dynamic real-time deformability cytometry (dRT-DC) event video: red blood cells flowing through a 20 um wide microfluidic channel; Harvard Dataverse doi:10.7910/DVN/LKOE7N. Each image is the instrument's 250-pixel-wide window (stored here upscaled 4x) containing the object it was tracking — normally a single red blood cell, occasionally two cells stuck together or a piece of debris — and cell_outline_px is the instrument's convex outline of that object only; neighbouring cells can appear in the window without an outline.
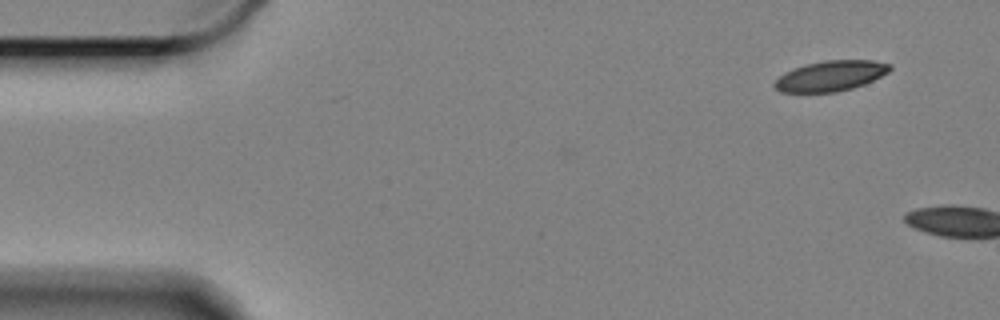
{"species": "Egyptian fruit bat (a non-hibernating species)", "species_latin": "Rousettus aegyptiacus", "temperature_condition": "cold", "stored_images_in_passage": 4, "camera_frame_rate_fps": 3000, "um_per_image_px": 0.085, "animal": {"sex": "female"}, "frame": {"image": 1, "passage_image": 1, "time_ms": 0.0, "image_size_px": [1000, 320], "cell_outline_px": [[892, 68], [888, 72], [864, 84], [852, 88], [836, 92], [780, 92], [772, 84], [784, 72], [792, 68], [804, 64], [824, 60], [872, 60], [892, 64]], "centroid_in_image_um": [70.59, 6.44], "position_along_channel_um": 14.4, "area_um2": 20.46}}